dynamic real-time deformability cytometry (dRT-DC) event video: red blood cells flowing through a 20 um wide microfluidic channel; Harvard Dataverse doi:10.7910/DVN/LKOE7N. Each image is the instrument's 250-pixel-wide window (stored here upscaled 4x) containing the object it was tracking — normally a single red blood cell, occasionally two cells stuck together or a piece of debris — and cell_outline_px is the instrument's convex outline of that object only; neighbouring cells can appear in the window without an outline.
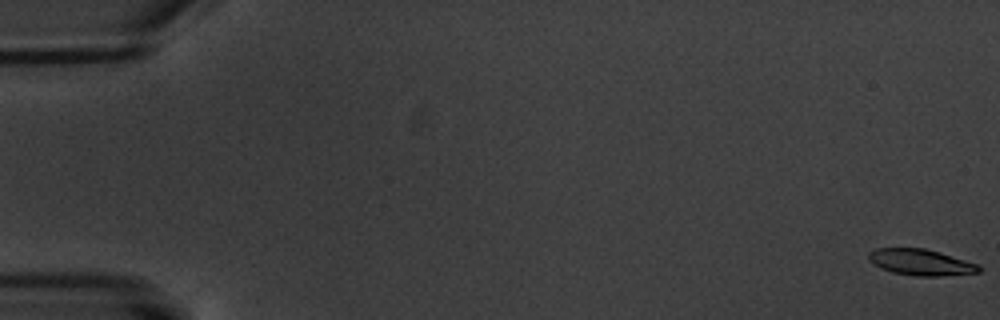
{"species": "common noctule bat (a hibernating species)", "species_latin": "Nyctalus noctula", "temperature_condition": "warm", "stored_images_in_passage": 4, "camera_frame_rate_fps": 3000, "um_per_image_px": 0.085, "animal": {"sex": "male", "body_mass_g": 20.1, "forearm_length_mm": 53.5}, "frame": {"image": 1, "passage_image": 1, "time_ms": 0.0, "image_size_px": [1000, 320], "cell_outline_px": [[984, 268], [980, 272], [940, 276], [916, 276], [892, 272], [868, 260], [868, 252], [876, 248], [924, 248], [940, 252], [980, 264]], "centroid_in_image_um": [78.33, 22.29], "position_along_channel_um": 6.7, "area_um2": 16.88}}